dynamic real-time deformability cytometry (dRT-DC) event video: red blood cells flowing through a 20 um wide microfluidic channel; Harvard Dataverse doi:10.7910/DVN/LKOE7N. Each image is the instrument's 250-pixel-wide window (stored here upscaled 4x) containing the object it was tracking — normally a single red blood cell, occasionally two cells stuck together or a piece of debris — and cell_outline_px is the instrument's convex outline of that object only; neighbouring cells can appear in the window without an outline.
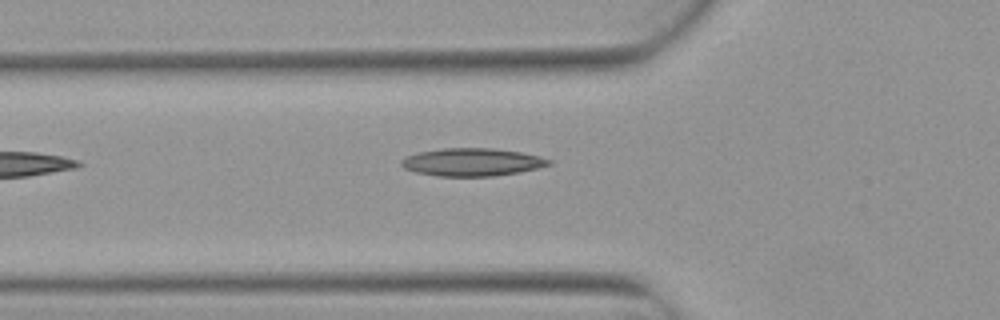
{"species": "Egyptian fruit bat (a non-hibernating species)", "species_latin": "Rousettus aegyptiacus", "temperature_condition": "warm", "stored_images_in_passage": 5, "camera_frame_rate_fps": 3000, "um_per_image_px": 0.085, "animal": {"sex": "female"}, "frame": {"image": 1, "passage_image": 5, "time_ms": 1.333, "image_size_px": [1000, 320], "cell_outline_px": [[552, 164], [520, 172], [492, 176], [436, 176], [416, 172], [404, 168], [400, 164], [400, 160], [404, 156], [420, 152], [444, 148], [492, 148], [520, 152], [540, 156], [552, 160]], "centroid_in_image_um": [40.11, 13.78], "position_along_channel_um": 85.7, "area_um2": 23.93}}